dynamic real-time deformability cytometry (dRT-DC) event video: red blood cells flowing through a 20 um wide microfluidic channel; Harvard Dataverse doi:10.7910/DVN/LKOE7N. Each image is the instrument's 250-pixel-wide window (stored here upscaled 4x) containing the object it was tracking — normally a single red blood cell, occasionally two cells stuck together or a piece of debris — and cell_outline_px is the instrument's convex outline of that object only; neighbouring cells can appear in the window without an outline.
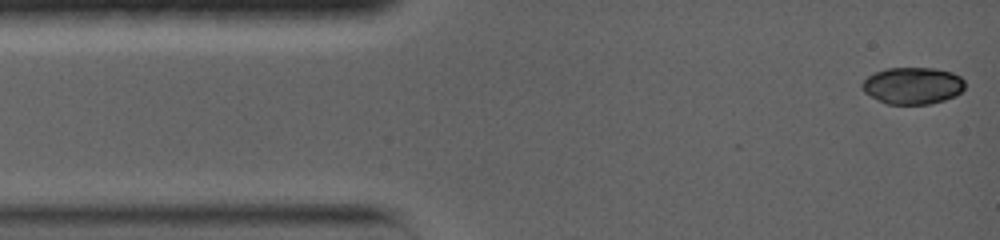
{"species": "common noctule bat (a hibernating species)", "species_latin": "Nyctalus noctula", "temperature_condition": "warm", "stored_images_in_passage": 42, "camera_frame_rate_fps": 5000, "um_per_image_px": 0.085, "animal": {"sex": "female", "body_mass_g": 19.0, "forearm_length_mm": 56.7}, "frame": {"image": 1, "passage_image": 1, "time_ms": 0.0, "image_size_px": [1000, 240], "cell_outline_px": [[964, 88], [956, 96], [944, 100], [928, 104], [884, 104], [864, 92], [860, 84], [868, 76], [876, 72], [888, 68], [932, 68], [952, 72], [960, 76], [964, 80]], "centroid_in_image_um": [77.57, 7.28], "position_along_channel_um": 7.4, "area_um2": 22.14}}
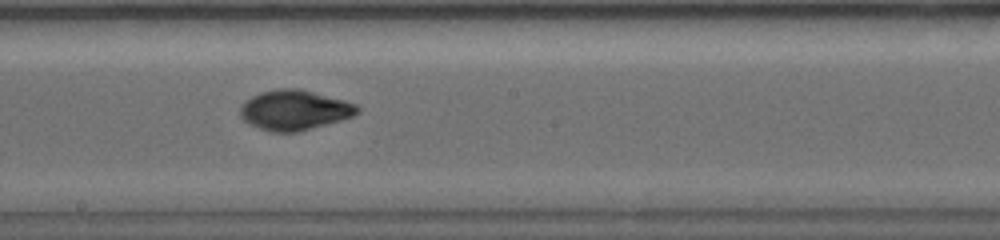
{"frame": {"image": 2, "passage_image": 26, "time_ms": 7.8, "image_size_px": [1000, 240], "cell_outline_px": [[360, 112], [352, 116], [340, 120], [312, 128], [296, 132], [272, 132], [248, 124], [240, 116], [240, 104], [244, 100], [260, 92], [276, 88], [300, 88], [344, 100], [356, 104], [360, 108]], "centroid_in_image_um": [25.0, 9.34], "position_along_channel_um": 223.2, "area_um2": 27.46}}
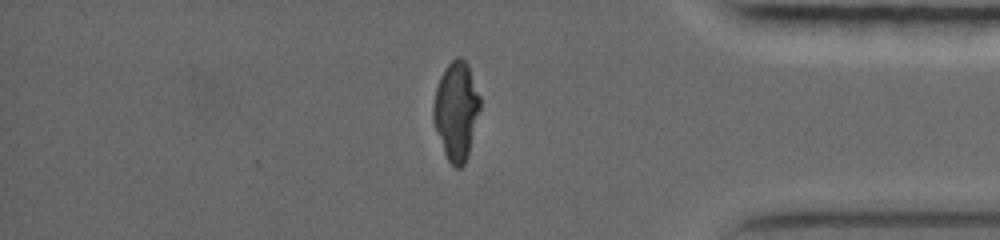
{"frame": {"image": 3, "passage_image": 42, "time_ms": 13.0, "image_size_px": [1000, 240], "cell_outline_px": [[480, 108], [468, 156], [464, 164], [460, 168], [456, 168], [448, 160], [444, 152], [432, 120], [432, 104], [436, 88], [440, 76], [448, 64], [456, 56], [460, 56], [468, 64], [480, 96]], "centroid_in_image_um": [38.77, 9.4], "position_along_channel_um": 396.4, "area_um2": 26.82}, "authors_computed_cell_mechanics": {"area_um2": 26.0678, "velocity_mm_per_s": 3.7155, "shape_relaxation_time_tau1_ms": 8.9566, "shape_relaxation_time_tau2_ms": null, "deformation_change_tau1": 0.3456, "deformation_change_tau2": null}}